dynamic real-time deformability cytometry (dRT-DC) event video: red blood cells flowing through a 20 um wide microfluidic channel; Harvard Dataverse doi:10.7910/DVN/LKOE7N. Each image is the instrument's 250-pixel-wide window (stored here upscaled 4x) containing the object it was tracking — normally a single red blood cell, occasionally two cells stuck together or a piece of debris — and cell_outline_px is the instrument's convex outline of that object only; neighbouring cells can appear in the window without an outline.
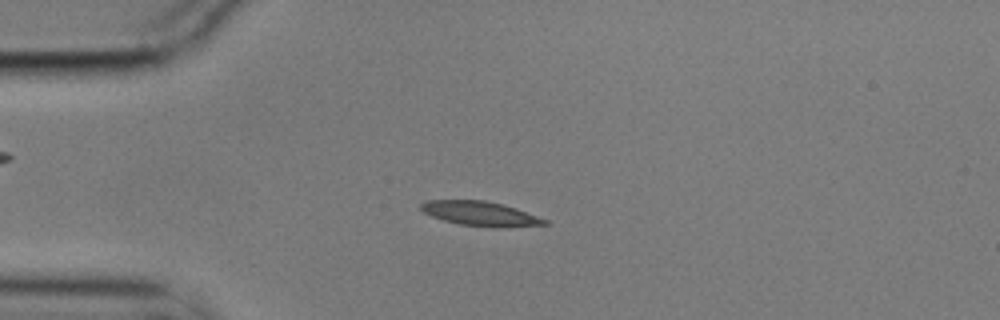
{"species": "common noctule bat (a hibernating species)", "species_latin": "Nyctalus noctula", "temperature_condition": "cold", "stored_images_in_passage": 12, "camera_frame_rate_fps": 3000, "um_per_image_px": 0.085, "animal": {"sex": "male", "body_mass_g": 17.9}, "frame": {"image": 1, "passage_image": 3, "time_ms": 0.667, "image_size_px": [1000, 320], "cell_outline_px": [[548, 224], [496, 228], [460, 224], [444, 220], [432, 216], [424, 212], [420, 208], [420, 204], [428, 200], [484, 200], [504, 204], [516, 208], [548, 220]], "centroid_in_image_um": [40.84, 18.15], "position_along_channel_um": 44.2, "area_um2": 17.57}}
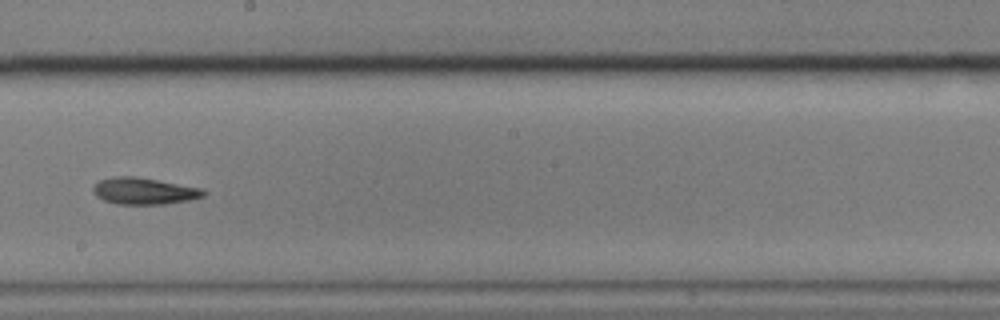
{"frame": {"image": 2, "passage_image": 8, "time_ms": 2.333, "image_size_px": [1000, 320], "cell_outline_px": [[208, 192], [204, 196], [192, 200], [164, 204], [116, 204], [104, 200], [96, 196], [92, 192], [92, 188], [100, 180], [112, 176], [132, 176], [204, 188]], "centroid_in_image_um": [12.27, 16.24], "position_along_channel_um": 235.9, "area_um2": 17.28}}
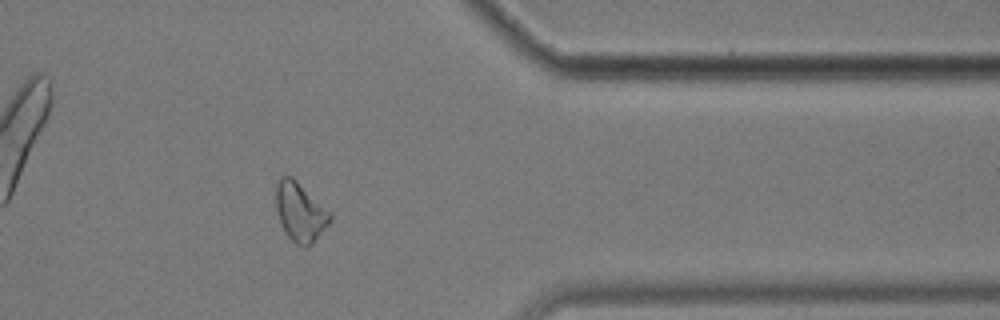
{"frame": {"image": 3, "passage_image": 12, "time_ms": 3.667, "image_size_px": [1000, 320], "cell_outline_px": [[332, 220], [312, 244], [308, 248], [304, 248], [296, 244], [284, 232], [276, 208], [276, 180], [280, 176], [292, 176], [332, 212]], "centroid_in_image_um": [25.53, 18.02], "position_along_channel_um": 385.9, "area_um2": 18.9}}